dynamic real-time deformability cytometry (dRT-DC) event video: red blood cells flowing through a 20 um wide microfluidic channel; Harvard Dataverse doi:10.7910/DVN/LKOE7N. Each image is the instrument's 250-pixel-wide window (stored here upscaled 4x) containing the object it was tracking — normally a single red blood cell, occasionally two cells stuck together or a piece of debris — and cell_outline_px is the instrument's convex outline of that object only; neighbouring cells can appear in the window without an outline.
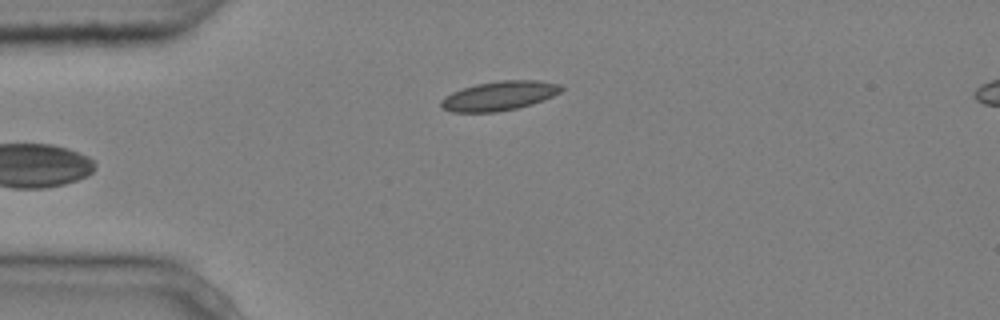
{"species": "common noctule bat (a hibernating species)", "species_latin": "Nyctalus noctula", "temperature_condition": "cold", "stored_images_in_passage": 4, "camera_frame_rate_fps": 3000, "um_per_image_px": 0.085, "animal": {"sex": "male", "body_mass_g": 20.4}, "frame": {"image": 1, "passage_image": 4, "time_ms": 1.0, "image_size_px": [1000, 320], "cell_outline_px": [[564, 88], [560, 92], [544, 100], [532, 104], [516, 108], [496, 112], [452, 112], [440, 108], [440, 100], [444, 96], [452, 92], [476, 84], [500, 80], [540, 80], [560, 84]], "centroid_in_image_um": [42.42, 8.14], "position_along_channel_um": 42.6, "area_um2": 20.63}}